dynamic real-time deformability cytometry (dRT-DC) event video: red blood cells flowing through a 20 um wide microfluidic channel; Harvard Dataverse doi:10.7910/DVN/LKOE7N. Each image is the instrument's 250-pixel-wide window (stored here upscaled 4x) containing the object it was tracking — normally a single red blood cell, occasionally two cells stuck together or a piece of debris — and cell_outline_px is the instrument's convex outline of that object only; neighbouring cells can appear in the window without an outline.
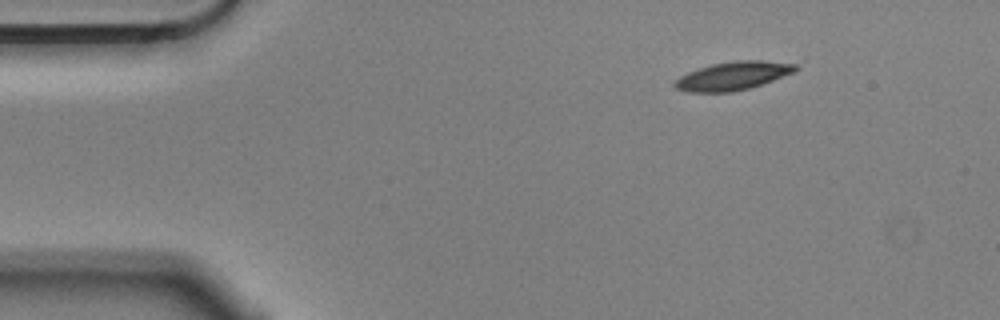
{"species": "Egyptian fruit bat (a non-hibernating species)", "species_latin": "Rousettus aegyptiacus", "temperature_condition": "cold", "stored_images_in_passage": 5, "camera_frame_rate_fps": 3000, "um_per_image_px": 0.085, "animal": {"sex": "male"}, "frame": {"image": 1, "passage_image": 5, "time_ms": 1.333, "image_size_px": [1000, 320], "cell_outline_px": [[804, 60], [800, 68], [792, 72], [772, 80], [748, 88], [732, 92], [688, 92], [676, 88], [672, 84], [680, 76], [688, 72], [712, 64], [736, 60]], "centroid_in_image_um": [62.46, 6.4], "position_along_channel_um": 22.5, "area_um2": 20.46}}